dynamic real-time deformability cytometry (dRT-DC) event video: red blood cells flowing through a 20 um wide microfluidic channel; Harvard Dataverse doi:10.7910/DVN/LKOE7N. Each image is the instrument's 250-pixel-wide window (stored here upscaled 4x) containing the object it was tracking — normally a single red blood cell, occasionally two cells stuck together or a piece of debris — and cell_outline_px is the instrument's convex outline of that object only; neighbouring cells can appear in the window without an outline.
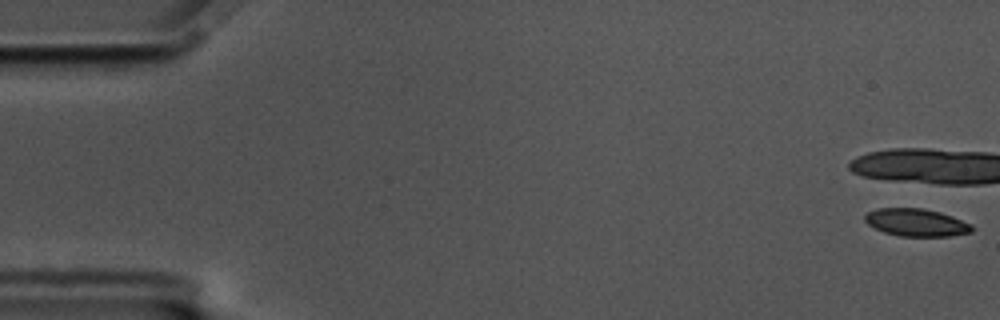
{"species": "common noctule bat (a hibernating species)", "species_latin": "Nyctalus noctula", "temperature_condition": "cold", "stored_images_in_passage": 18, "camera_frame_rate_fps": 3000, "um_per_image_px": 0.085, "animal": {"sex": "male", "body_mass_g": 17.5, "forearm_length_mm": 52.3}, "frame": {"image": 1, "passage_image": 1, "time_ms": 0.0, "image_size_px": [1000, 320], "cell_outline_px": [[972, 232], [952, 236], [900, 236], [884, 232], [868, 224], [864, 220], [864, 216], [868, 212], [876, 208], [924, 208], [940, 212], [952, 216], [972, 224]], "centroid_in_image_um": [77.89, 18.9], "position_along_channel_um": 7.1, "area_um2": 17.22}}